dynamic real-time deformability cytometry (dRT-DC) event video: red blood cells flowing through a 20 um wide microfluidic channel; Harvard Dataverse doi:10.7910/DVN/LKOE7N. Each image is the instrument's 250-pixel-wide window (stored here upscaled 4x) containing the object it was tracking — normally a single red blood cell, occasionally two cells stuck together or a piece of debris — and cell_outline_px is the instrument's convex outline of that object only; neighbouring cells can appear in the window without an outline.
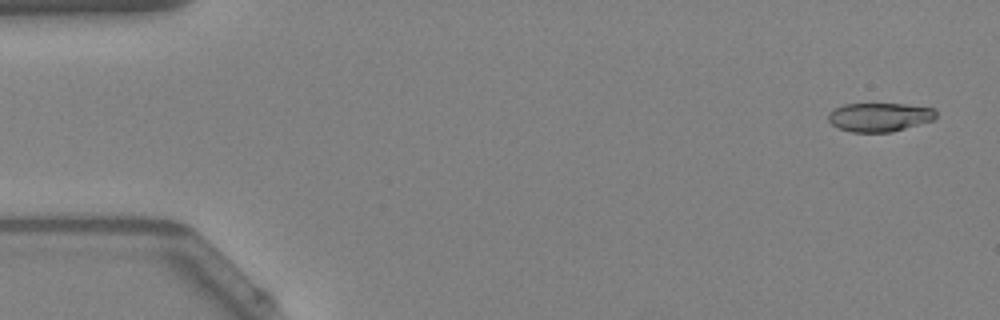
{"species": "Egyptian fruit bat (a non-hibernating species)", "species_latin": "Rousettus aegyptiacus", "temperature_condition": "warm", "stored_images_in_passage": 50, "camera_frame_rate_fps": 3000, "um_per_image_px": 0.085, "animal": {"sex": "female"}, "frame": {"image": 1, "passage_image": 3, "time_ms": 0.667, "image_size_px": [1000, 320], "cell_outline_px": [[936, 116], [932, 120], [892, 132], [852, 132], [840, 128], [832, 124], [828, 120], [828, 112], [832, 108], [844, 104], [904, 104], [936, 108]], "centroid_in_image_um": [74.74, 9.94], "position_along_channel_um": 10.3, "area_um2": 18.09}}
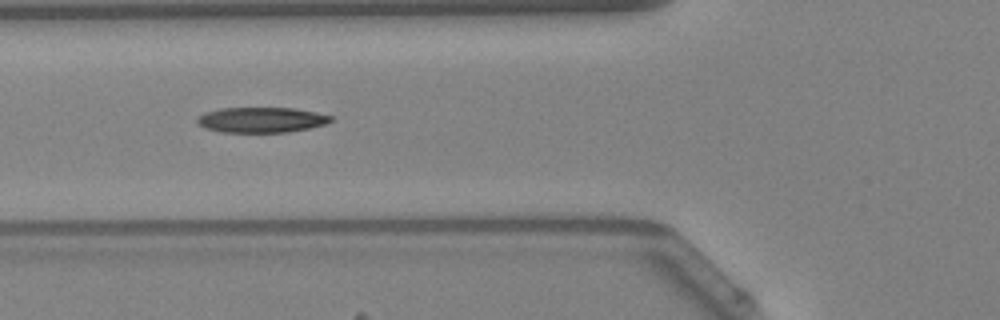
{"frame": {"image": 2, "passage_image": 20, "time_ms": 6.333, "image_size_px": [1000, 320], "cell_outline_px": [[332, 120], [324, 124], [308, 128], [288, 132], [220, 132], [204, 128], [196, 120], [200, 116], [208, 112], [220, 108], [296, 108], [316, 112], [332, 116]], "centroid_in_image_um": [22.23, 10.19], "position_along_channel_um": 103.6, "area_um2": 19.54}}
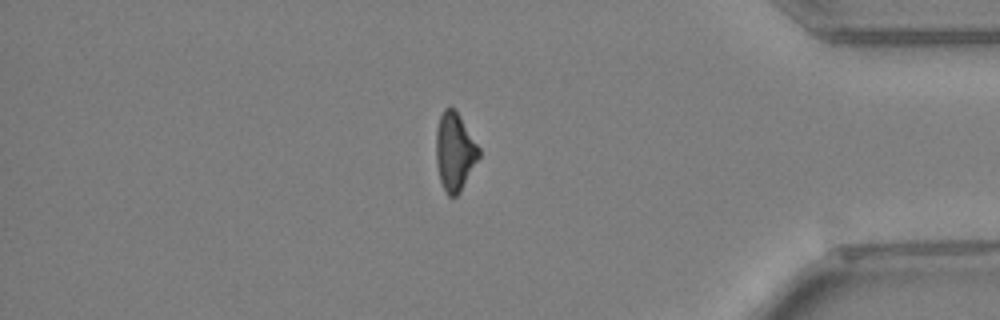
{"frame": {"image": 3, "passage_image": 44, "time_ms": 14.333, "image_size_px": [1000, 320], "cell_outline_px": [[480, 156], [460, 192], [456, 196], [448, 196], [440, 180], [436, 160], [436, 132], [440, 116], [444, 108], [452, 108], [456, 112], [480, 148]], "centroid_in_image_um": [38.65, 12.92], "position_along_channel_um": 396.6, "area_um2": 19.07}}